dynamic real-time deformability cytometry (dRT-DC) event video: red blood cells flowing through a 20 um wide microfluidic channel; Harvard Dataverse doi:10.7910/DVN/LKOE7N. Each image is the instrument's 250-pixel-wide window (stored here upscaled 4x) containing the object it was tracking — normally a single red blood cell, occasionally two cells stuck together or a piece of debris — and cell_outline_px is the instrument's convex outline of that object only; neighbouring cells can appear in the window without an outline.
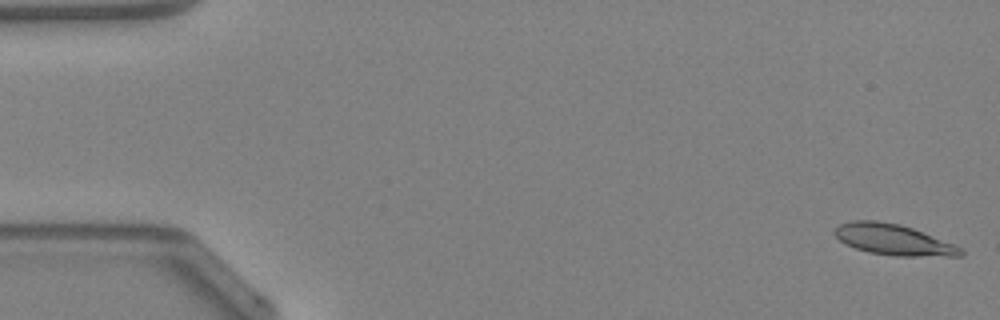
{"species": "Egyptian fruit bat (a non-hibernating species)", "species_latin": "Rousettus aegyptiacus", "temperature_condition": "warm", "stored_images_in_passage": 8, "camera_frame_rate_fps": 3000, "um_per_image_px": 0.085, "animal": {"sex": "female"}, "frame": {"image": 1, "passage_image": 1, "time_ms": 0.0, "image_size_px": [1000, 320], "cell_outline_px": [[964, 256], [896, 256], [868, 252], [856, 248], [840, 240], [832, 232], [840, 224], [852, 220], [876, 220], [900, 224], [912, 228], [956, 244], [964, 248]], "centroid_in_image_um": [76.0, 20.37], "position_along_channel_um": 9.0, "area_um2": 22.77}}